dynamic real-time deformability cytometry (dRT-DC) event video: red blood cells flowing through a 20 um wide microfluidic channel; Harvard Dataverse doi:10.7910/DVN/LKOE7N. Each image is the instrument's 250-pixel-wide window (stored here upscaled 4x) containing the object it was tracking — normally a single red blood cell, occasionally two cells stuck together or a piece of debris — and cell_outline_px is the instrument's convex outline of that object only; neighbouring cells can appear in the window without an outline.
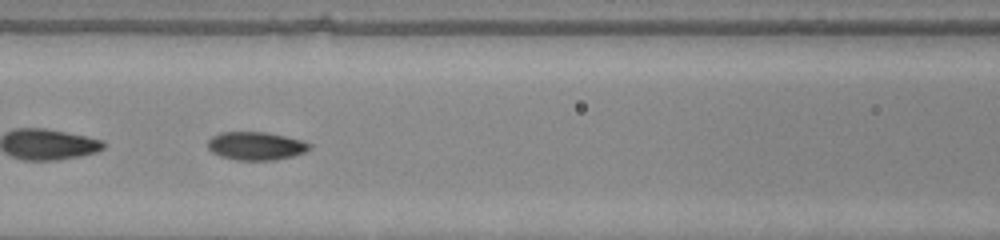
{"species": "common noctule bat (a hibernating species)", "species_latin": "Nyctalus noctula", "temperature_condition": "warm", "stored_images_in_passage": 31, "camera_frame_rate_fps": 3000, "um_per_image_px": 0.085, "animal": {"sex": "male", "body_mass_g": 20.0, "forearm_length_mm": 53.3}, "frame": {"image": 1, "passage_image": 10, "time_ms": 3.0, "image_size_px": [1000, 240], "cell_outline_px": [[312, 148], [304, 152], [292, 156], [276, 160], [236, 160], [220, 156], [212, 152], [208, 148], [208, 140], [212, 136], [220, 132], [264, 132], [304, 140], [312, 144]], "centroid_in_image_um": [21.77, 12.4], "position_along_channel_um": 144.8, "area_um2": 16.82}}
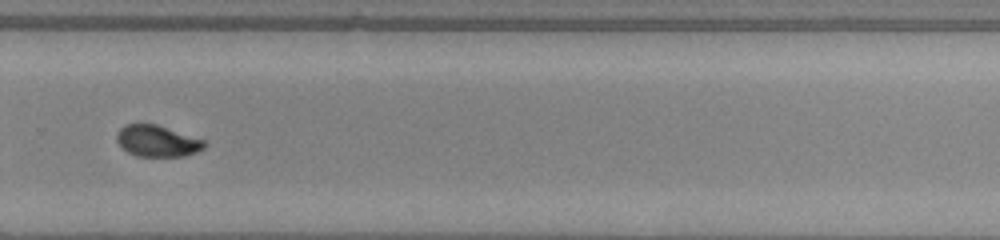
{"frame": {"image": 2, "passage_image": 22, "time_ms": 7.0, "image_size_px": [1000, 240], "cell_outline_px": [[208, 144], [204, 148], [196, 152], [184, 156], [136, 156], [128, 152], [116, 140], [116, 136], [120, 128], [124, 124], [156, 124], [204, 140]], "centroid_in_image_um": [13.37, 11.98], "position_along_channel_um": 316.4, "area_um2": 15.9}, "authors_computed_cell_mechanics": {"area_um2": 16.473, "velocity_mm_per_s": 4.2936, "shape_relaxation_time_tau1_ms": 2.6067, "shape_relaxation_time_tau2_ms": 1.0778, "deformation_change_tau1": 0.137, "deformation_change_tau2": 0.0453}}